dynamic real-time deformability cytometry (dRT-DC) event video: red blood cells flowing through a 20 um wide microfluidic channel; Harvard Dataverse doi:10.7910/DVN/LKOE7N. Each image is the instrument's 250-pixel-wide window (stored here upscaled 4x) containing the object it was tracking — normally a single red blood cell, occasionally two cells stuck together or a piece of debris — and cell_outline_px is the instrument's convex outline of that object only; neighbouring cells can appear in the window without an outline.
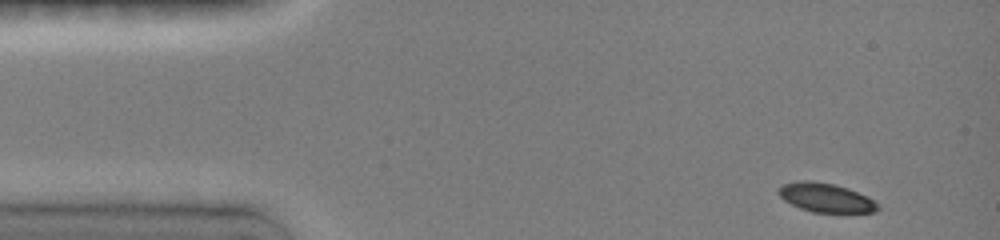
{"species": "common noctule bat (a hibernating species)", "species_latin": "Nyctalus noctula", "temperature_condition": "room temperature", "stored_images_in_passage": 11, "camera_frame_rate_fps": 3000, "um_per_image_px": 0.085, "animal": {"sex": "female", "body_mass_g": 19.0, "forearm_length_mm": 51.5}, "frame": {"image": 1, "passage_image": 1, "time_ms": 0.0, "image_size_px": [1000, 240], "cell_outline_px": [[880, 208], [876, 212], [812, 212], [800, 208], [784, 200], [776, 192], [780, 184], [800, 180], [812, 180], [832, 184], [848, 188], [880, 204]], "centroid_in_image_um": [70.14, 16.79], "position_along_channel_um": 14.9, "area_um2": 16.76}}
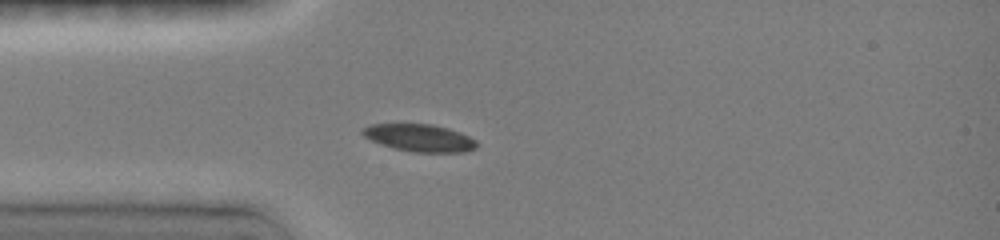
{"frame": {"image": 2, "passage_image": 8, "time_ms": 3.0, "image_size_px": [1000, 240], "cell_outline_px": [[476, 148], [464, 152], [412, 152], [380, 144], [364, 136], [360, 132], [360, 128], [372, 124], [432, 124], [448, 128], [460, 132], [476, 140]], "centroid_in_image_um": [35.64, 11.71], "position_along_channel_um": 49.4, "area_um2": 18.15}}